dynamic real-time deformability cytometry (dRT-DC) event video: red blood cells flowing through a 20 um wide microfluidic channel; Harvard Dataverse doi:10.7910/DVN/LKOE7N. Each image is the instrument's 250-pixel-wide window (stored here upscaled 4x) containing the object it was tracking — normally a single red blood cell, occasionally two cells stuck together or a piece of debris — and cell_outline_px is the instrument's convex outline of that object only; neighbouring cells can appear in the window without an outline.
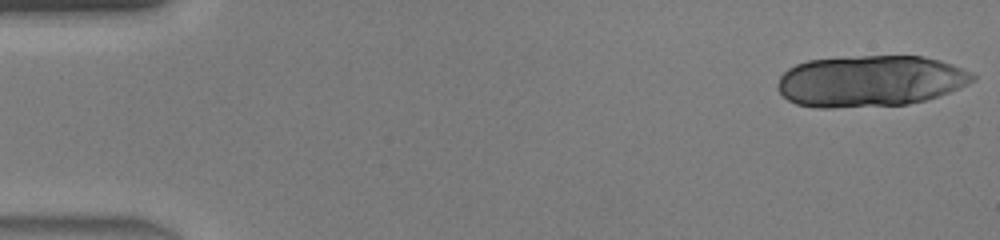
{"species": "human", "species_latin": "Homo sapiens", "temperature_condition": "warm", "stored_images_in_passage": 45, "camera_frame_rate_fps": 3000, "um_per_image_px": 0.085, "donor": {"sex": "male"}, "frame": {"image": 1, "passage_image": 1, "time_ms": 0.0, "image_size_px": [1000, 240], "cell_outline_px": [[976, 80], [960, 88], [924, 100], [908, 104], [832, 108], [816, 108], [796, 104], [788, 100], [780, 92], [776, 84], [780, 76], [788, 68], [796, 64], [808, 60], [860, 56], [924, 56], [940, 60], [952, 64], [972, 72], [976, 76]], "centroid_in_image_um": [73.96, 6.89], "position_along_channel_um": 11.0, "area_um2": 58.55}}
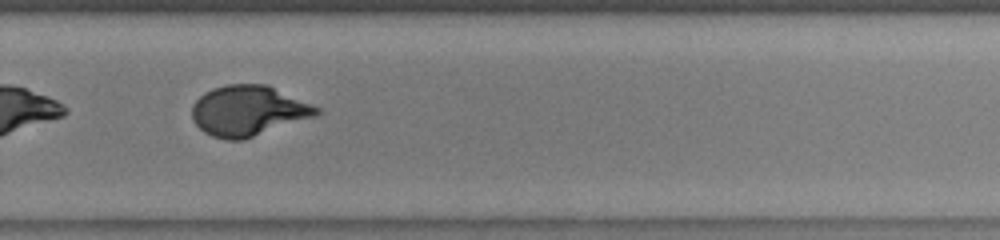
{"frame": {"image": 2, "passage_image": 31, "time_ms": 10.0, "image_size_px": [1000, 240], "cell_outline_px": [[320, 112], [316, 116], [244, 140], [228, 140], [212, 136], [204, 132], [192, 120], [192, 104], [204, 92], [212, 88], [228, 84], [268, 84], [312, 104], [320, 108]], "centroid_in_image_um": [21.1, 9.41], "position_along_channel_um": 308.7, "area_um2": 36.76}}
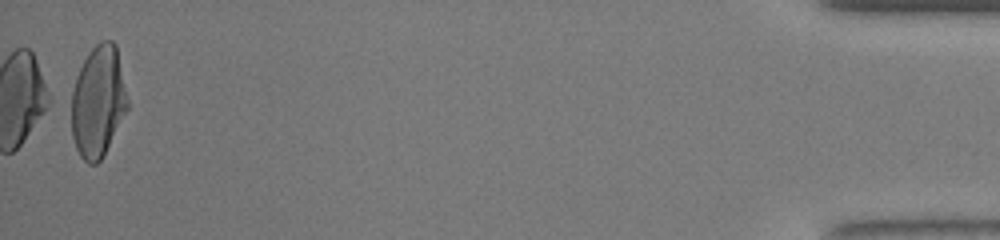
{"frame": {"image": 3, "passage_image": 45, "time_ms": 14.667, "image_size_px": [1000, 240], "cell_outline_px": [[128, 108], [104, 156], [96, 164], [88, 164], [80, 156], [76, 148], [72, 136], [64, 100], [84, 60], [92, 48], [100, 40], [112, 40], [116, 44], [128, 100]], "centroid_in_image_um": [8.24, 8.65], "position_along_channel_um": 427.0, "area_um2": 38.03}, "authors_computed_cell_mechanics": {"area_um2": 36.8764, "velocity_mm_per_s": 4.4838, "shape_relaxation_time_tau1_ms": 5.0263, "shape_relaxation_time_tau2_ms": null, "deformation_change_tau1": 0.2703, "deformation_change_tau2": null}}